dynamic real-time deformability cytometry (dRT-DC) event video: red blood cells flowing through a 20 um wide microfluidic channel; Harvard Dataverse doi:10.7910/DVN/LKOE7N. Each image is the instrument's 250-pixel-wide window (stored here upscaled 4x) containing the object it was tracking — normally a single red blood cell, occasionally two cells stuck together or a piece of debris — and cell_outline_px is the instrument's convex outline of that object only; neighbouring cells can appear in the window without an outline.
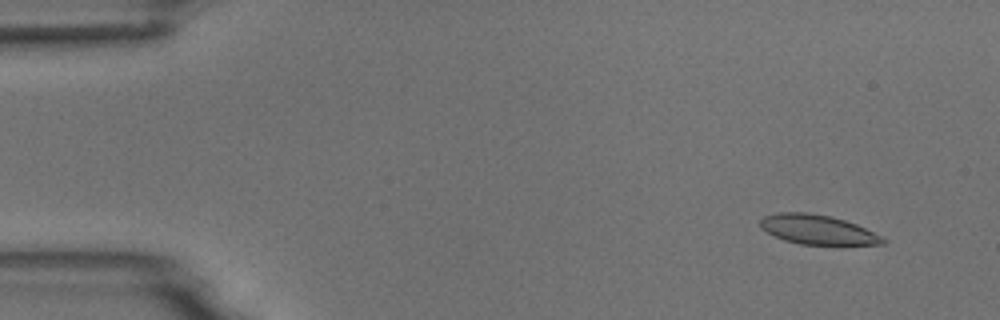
{"species": "common noctule bat (a hibernating species)", "species_latin": "Nyctalus noctula", "temperature_condition": "room temperature", "stored_images_in_passage": 55, "camera_frame_rate_fps": 3000, "um_per_image_px": 0.085, "animal": {"sex": "male", "body_mass_g": 18.8}, "frame": {"image": 1, "passage_image": 5, "time_ms": 1.333, "image_size_px": [1000, 320], "cell_outline_px": [[888, 240], [884, 244], [844, 248], [840, 248], [800, 244], [784, 240], [760, 228], [760, 220], [764, 216], [776, 212], [808, 212], [832, 216], [856, 224]], "centroid_in_image_um": [69.58, 19.58], "position_along_channel_um": 15.4, "area_um2": 22.14}}
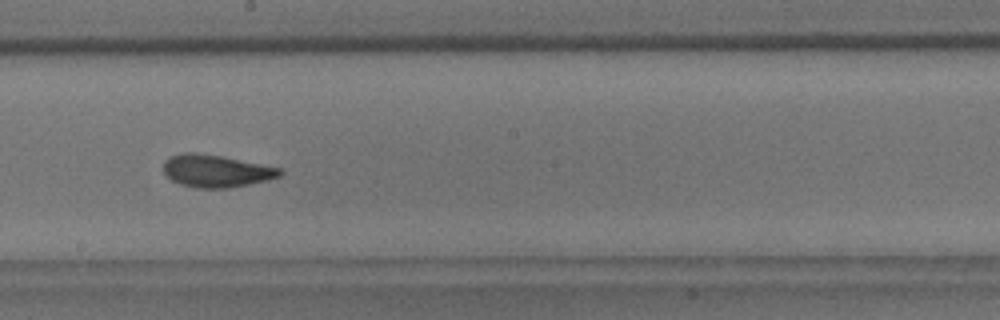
{"frame": {"image": 2, "passage_image": 31, "time_ms": 10.0, "image_size_px": [1000, 320], "cell_outline_px": [[284, 172], [280, 176], [268, 180], [228, 188], [196, 188], [180, 184], [172, 180], [164, 172], [164, 160], [168, 156], [184, 152], [196, 152], [220, 156], [280, 168]], "centroid_in_image_um": [18.34, 14.53], "position_along_channel_um": 229.9, "area_um2": 21.91}}
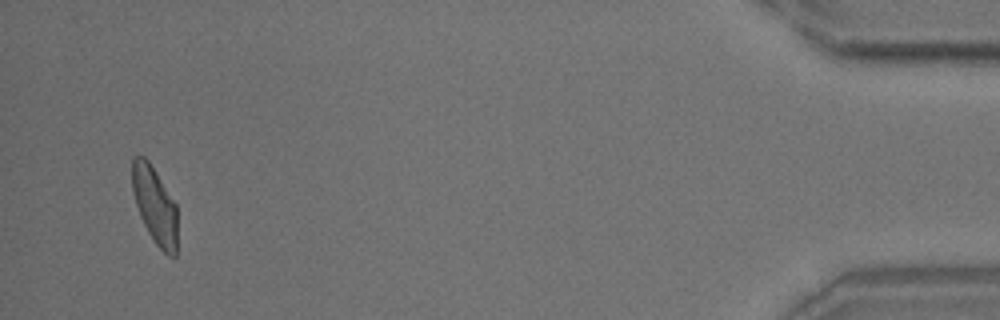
{"frame": {"image": 3, "passage_image": 53, "time_ms": 17.333, "image_size_px": [1000, 320], "cell_outline_px": [[176, 256], [168, 256], [156, 244], [148, 232], [140, 216], [132, 192], [132, 156], [144, 156], [148, 160], [176, 204]], "centroid_in_image_um": [13.14, 17.43], "position_along_channel_um": 422.1, "area_um2": 20.06}, "authors_computed_cell_mechanics": {"area_um2": 21.7328, "velocity_mm_per_s": 3.7037, "shape_relaxation_time_tau1_ms": 5.1872, "shape_relaxation_time_tau2_ms": 1.841, "deformation_change_tau1": 0.1497, "deformation_change_tau2": 0.0855}}